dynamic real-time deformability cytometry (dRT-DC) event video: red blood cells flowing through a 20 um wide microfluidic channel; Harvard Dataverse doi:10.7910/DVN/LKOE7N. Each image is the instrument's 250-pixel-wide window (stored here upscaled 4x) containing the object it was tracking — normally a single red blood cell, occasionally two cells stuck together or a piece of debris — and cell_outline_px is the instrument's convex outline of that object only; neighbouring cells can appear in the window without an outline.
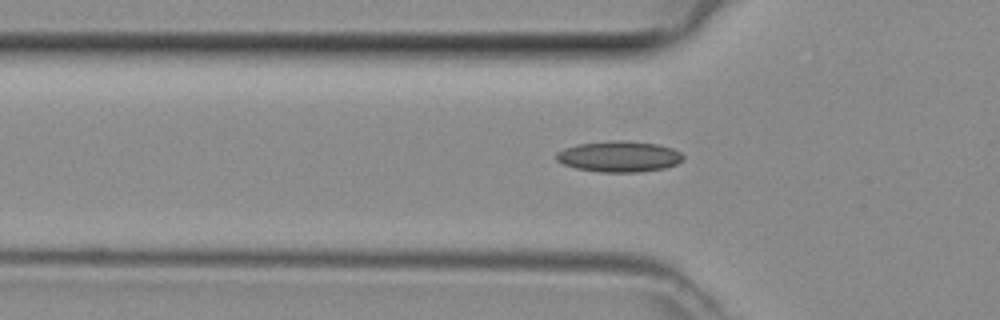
{"species": "common noctule bat (a hibernating species)", "species_latin": "Nyctalus noctula", "temperature_condition": "room temperature", "stored_images_in_passage": 34, "camera_frame_rate_fps": 3000, "um_per_image_px": 0.085, "animal": {"sex": "female", "body_mass_g": 29.2, "forearm_length_mm": 56.3}, "frame": {"image": 1, "passage_image": 2, "time_ms": 0.333, "image_size_px": [1000, 320], "cell_outline_px": [[684, 160], [676, 164], [664, 168], [640, 172], [600, 172], [576, 168], [564, 164], [556, 160], [556, 152], [564, 148], [580, 144], [608, 140], [628, 140], [660, 144], [672, 148], [680, 152], [684, 156]], "centroid_in_image_um": [52.65, 13.29], "position_along_channel_um": 73.2, "area_um2": 23.06}}
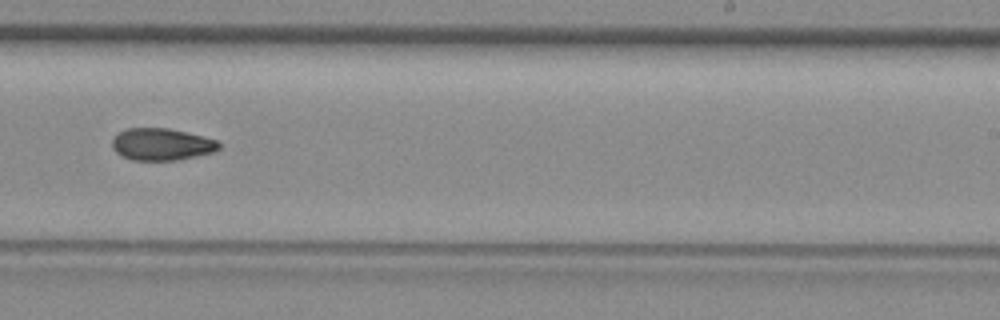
{"frame": {"image": 2, "passage_image": 16, "time_ms": 5.0, "image_size_px": [1000, 320], "cell_outline_px": [[220, 148], [212, 152], [196, 156], [176, 160], [132, 160], [120, 156], [112, 148], [112, 140], [120, 132], [128, 128], [168, 128], [220, 140]], "centroid_in_image_um": [13.74, 12.27], "position_along_channel_um": 275.3, "area_um2": 19.94}}
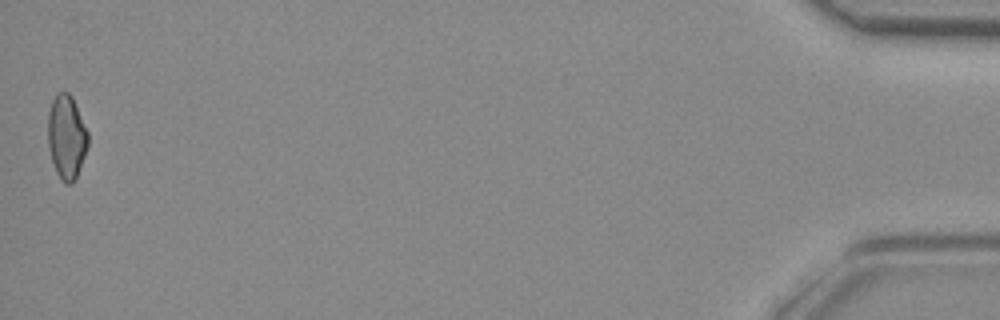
{"frame": {"image": 3, "passage_image": 34, "time_ms": 11.0, "image_size_px": [1000, 320], "cell_outline_px": [[88, 144], [84, 156], [76, 176], [72, 184], [64, 184], [60, 180], [56, 172], [52, 160], [48, 144], [48, 112], [52, 100], [56, 92], [68, 92], [72, 96], [88, 132]], "centroid_in_image_um": [5.64, 11.63], "position_along_channel_um": 429.6, "area_um2": 19.59}}